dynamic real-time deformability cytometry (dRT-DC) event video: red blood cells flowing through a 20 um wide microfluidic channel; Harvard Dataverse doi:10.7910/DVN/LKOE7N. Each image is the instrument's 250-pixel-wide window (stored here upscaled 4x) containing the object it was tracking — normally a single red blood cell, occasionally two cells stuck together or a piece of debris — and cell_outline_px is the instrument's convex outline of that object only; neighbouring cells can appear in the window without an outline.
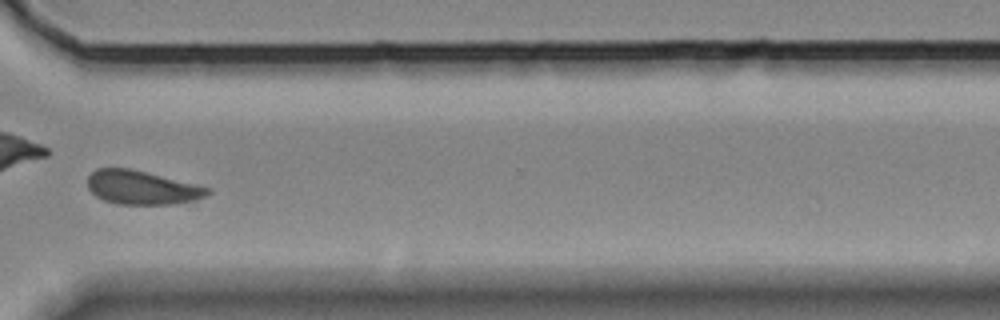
{"species": "Egyptian fruit bat (a non-hibernating species)", "species_latin": "Rousettus aegyptiacus", "temperature_condition": "room temperature", "stored_images_in_passage": 33, "camera_frame_rate_fps": 3000, "um_per_image_px": 0.085, "animal": {"sex": "female"}, "frame": {"image": 1, "passage_image": 25, "time_ms": 8.0, "image_size_px": [1000, 320], "cell_outline_px": [[212, 192], [208, 196], [196, 200], [172, 204], [116, 204], [104, 200], [96, 196], [88, 188], [88, 176], [96, 168], [128, 168], [212, 188]], "centroid_in_image_um": [12.08, 15.95], "position_along_channel_um": 358.5, "area_um2": 23.58}}